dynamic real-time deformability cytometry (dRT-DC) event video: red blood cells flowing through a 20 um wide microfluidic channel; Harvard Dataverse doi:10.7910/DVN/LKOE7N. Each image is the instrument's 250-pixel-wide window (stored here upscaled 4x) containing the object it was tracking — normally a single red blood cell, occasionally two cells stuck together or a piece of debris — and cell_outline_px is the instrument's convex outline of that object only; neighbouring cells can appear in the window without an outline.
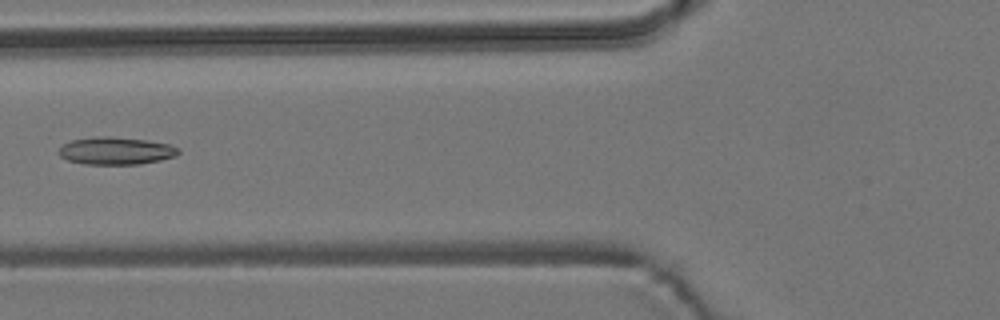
{"species": "common noctule bat (a hibernating species)", "species_latin": "Nyctalus noctula", "temperature_condition": "room temperature", "stored_images_in_passage": 5, "camera_frame_rate_fps": 3000, "um_per_image_px": 0.085, "animal": {"sex": "male", "body_mass_g": 19.2, "forearm_length_mm": 51.8}, "frame": {"image": 1, "passage_image": 3, "time_ms": 0.667, "image_size_px": [1000, 320], "cell_outline_px": [[180, 152], [176, 156], [160, 160], [140, 164], [84, 164], [68, 160], [60, 156], [60, 148], [64, 144], [72, 140], [100, 136], [108, 136], [144, 140], [168, 144], [180, 148]], "centroid_in_image_um": [9.88, 12.82], "position_along_channel_um": 115.9, "area_um2": 18.96}}
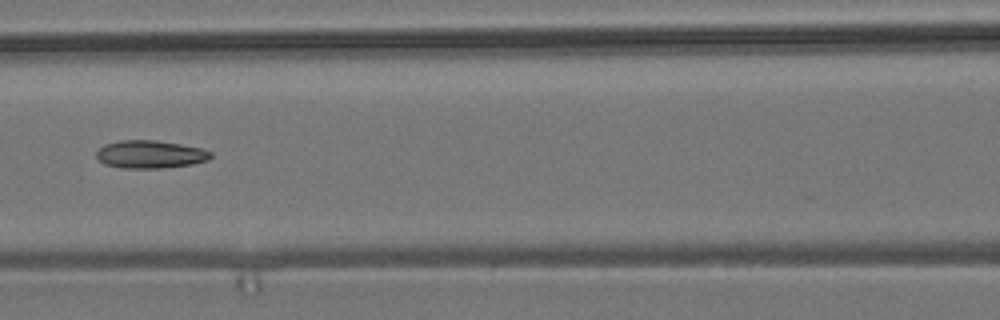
{"frame": {"image": 2, "passage_image": 4, "time_ms": 1.0, "image_size_px": [1000, 320], "cell_outline_px": [[212, 156], [208, 160], [192, 164], [164, 168], [124, 168], [104, 164], [96, 156], [96, 152], [104, 144], [120, 140], [156, 140], [180, 144], [200, 148], [212, 152]], "centroid_in_image_um": [12.77, 13.12], "position_along_channel_um": 153.8, "area_um2": 18.55}}